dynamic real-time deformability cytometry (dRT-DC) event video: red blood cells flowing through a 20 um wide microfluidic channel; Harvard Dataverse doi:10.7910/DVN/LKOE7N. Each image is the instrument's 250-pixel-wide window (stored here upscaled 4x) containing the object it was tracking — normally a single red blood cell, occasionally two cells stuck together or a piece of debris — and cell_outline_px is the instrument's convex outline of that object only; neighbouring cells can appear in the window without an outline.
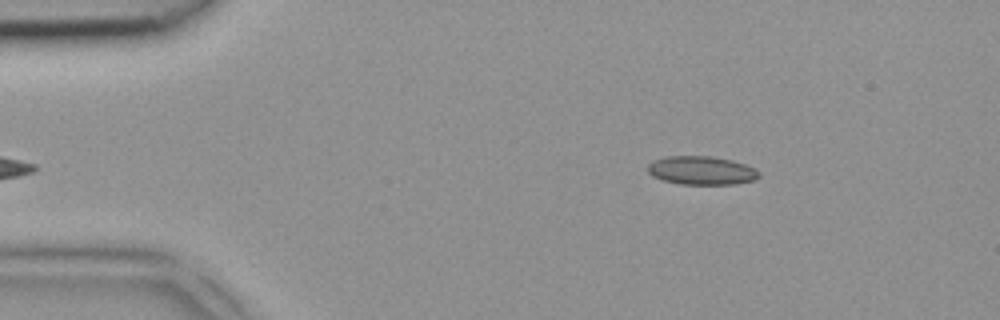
{"species": "common noctule bat (a hibernating species)", "species_latin": "Nyctalus noctula", "temperature_condition": "room temperature", "stored_images_in_passage": 5, "segment_of_instrument_passage": [2, 2], "camera_frame_rate_fps": 3000, "um_per_image_px": 0.085, "animal": {"sex": "female", "body_mass_g": 18.4}, "frame": {"image": 1, "passage_image": 5, "time_ms": 1.333, "image_size_px": [1000, 320], "cell_outline_px": [[760, 176], [756, 180], [736, 184], [680, 184], [664, 180], [652, 176], [648, 172], [648, 164], [652, 160], [668, 156], [712, 156], [732, 160], [744, 164], [760, 172]], "centroid_in_image_um": [59.63, 14.49], "position_along_channel_um": 25.4, "area_um2": 18.55}}